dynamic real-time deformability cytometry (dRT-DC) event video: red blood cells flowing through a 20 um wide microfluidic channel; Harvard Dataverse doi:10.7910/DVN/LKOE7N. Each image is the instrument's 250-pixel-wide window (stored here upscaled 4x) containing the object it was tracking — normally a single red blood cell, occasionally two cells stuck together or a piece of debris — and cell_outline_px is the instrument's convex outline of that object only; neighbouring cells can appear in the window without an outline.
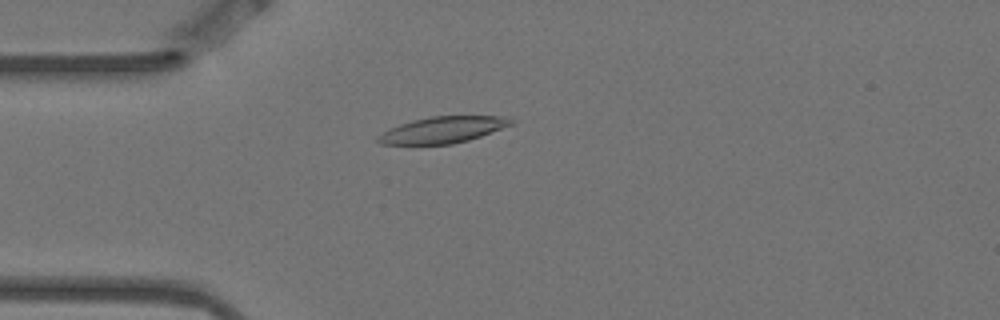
{"species": "Egyptian fruit bat (a non-hibernating species)", "species_latin": "Rousettus aegyptiacus", "temperature_condition": "warm", "stored_images_in_passage": 5, "camera_frame_rate_fps": 3000, "um_per_image_px": 0.085, "animal": {"sex": "female"}, "frame": {"image": 1, "passage_image": 5, "time_ms": 1.333, "image_size_px": [1000, 320], "cell_outline_px": [[516, 120], [512, 124], [480, 136], [468, 140], [452, 144], [380, 144], [376, 140], [376, 136], [388, 128], [412, 120], [432, 116], [504, 116]], "centroid_in_image_um": [37.6, 11.03], "position_along_channel_um": 47.4, "area_um2": 20.4}}